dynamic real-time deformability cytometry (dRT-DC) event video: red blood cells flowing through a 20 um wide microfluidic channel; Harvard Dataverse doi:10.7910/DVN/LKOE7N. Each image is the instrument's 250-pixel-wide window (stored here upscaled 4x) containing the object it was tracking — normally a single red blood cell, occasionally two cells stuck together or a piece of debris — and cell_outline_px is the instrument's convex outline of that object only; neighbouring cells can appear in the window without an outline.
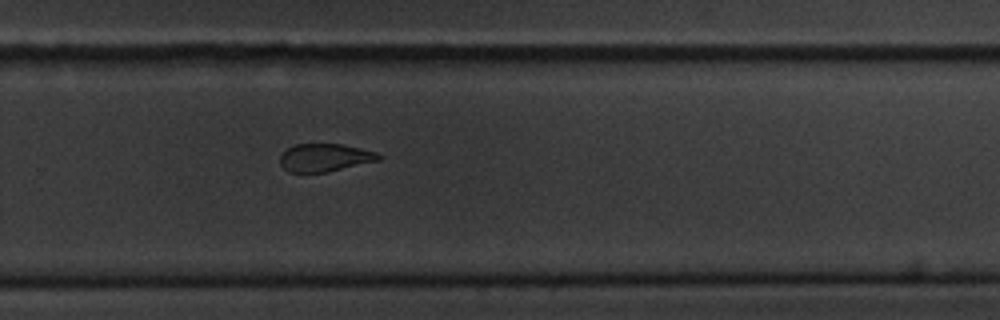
{"species": "common noctule bat (a hibernating species)", "species_latin": "Nyctalus noctula", "temperature_condition": "cold", "stored_images_in_passage": 11, "camera_frame_rate_fps": 3000, "um_per_image_px": 0.085, "animal": {"sex": "male", "body_mass_g": 20.1, "forearm_length_mm": 53.5}, "frame": {"image": 1, "passage_image": 11, "time_ms": 12.333, "image_size_px": [1000, 320], "cell_outline_px": [[384, 156], [380, 160], [328, 172], [288, 172], [280, 164], [280, 152], [296, 144], [340, 144], [360, 148], [376, 152]], "centroid_in_image_um": [27.61, 13.4], "position_along_channel_um": 302.2, "area_um2": 16.13}}